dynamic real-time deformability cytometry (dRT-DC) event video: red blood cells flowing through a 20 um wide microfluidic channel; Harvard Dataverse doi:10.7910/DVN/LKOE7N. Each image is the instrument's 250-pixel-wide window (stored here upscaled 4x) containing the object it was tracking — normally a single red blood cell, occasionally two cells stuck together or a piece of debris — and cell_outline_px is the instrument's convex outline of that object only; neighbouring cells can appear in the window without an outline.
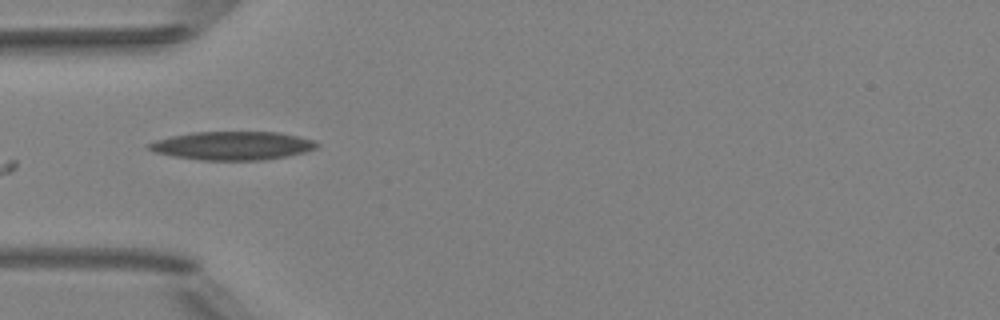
{"species": "Egyptian fruit bat (a non-hibernating species)", "species_latin": "Rousettus aegyptiacus", "temperature_condition": "room temperature", "stored_images_in_passage": 6, "camera_frame_rate_fps": 3000, "um_per_image_px": 0.085, "animal": {"sex": "female"}, "frame": {"image": 1, "passage_image": 6, "time_ms": 5.667, "image_size_px": [1000, 320], "cell_outline_px": [[320, 144], [316, 148], [304, 152], [264, 160], [200, 160], [172, 156], [156, 152], [148, 148], [144, 144], [156, 140], [172, 136], [192, 132], [280, 132], [316, 140]], "centroid_in_image_um": [19.76, 12.38], "position_along_channel_um": 65.2, "area_um2": 27.92}}